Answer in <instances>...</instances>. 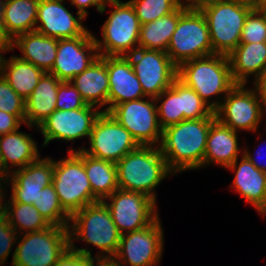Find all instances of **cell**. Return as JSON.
<instances>
[{
	"label": "cell",
	"mask_w": 266,
	"mask_h": 266,
	"mask_svg": "<svg viewBox=\"0 0 266 266\" xmlns=\"http://www.w3.org/2000/svg\"><path fill=\"white\" fill-rule=\"evenodd\" d=\"M215 120L213 111L206 118L183 120L163 129L159 148L174 175L203 167L207 136Z\"/></svg>",
	"instance_id": "6da1fadb"
},
{
	"label": "cell",
	"mask_w": 266,
	"mask_h": 266,
	"mask_svg": "<svg viewBox=\"0 0 266 266\" xmlns=\"http://www.w3.org/2000/svg\"><path fill=\"white\" fill-rule=\"evenodd\" d=\"M177 78L192 88L213 111L236 85L232 79L228 56L223 54H212L183 62L178 66ZM213 95L219 97L210 101ZM220 95L224 96L221 98Z\"/></svg>",
	"instance_id": "7a4b0ae2"
},
{
	"label": "cell",
	"mask_w": 266,
	"mask_h": 266,
	"mask_svg": "<svg viewBox=\"0 0 266 266\" xmlns=\"http://www.w3.org/2000/svg\"><path fill=\"white\" fill-rule=\"evenodd\" d=\"M119 189L140 192L157 200L156 187L169 174L159 146H139L116 163Z\"/></svg>",
	"instance_id": "3957f363"
},
{
	"label": "cell",
	"mask_w": 266,
	"mask_h": 266,
	"mask_svg": "<svg viewBox=\"0 0 266 266\" xmlns=\"http://www.w3.org/2000/svg\"><path fill=\"white\" fill-rule=\"evenodd\" d=\"M69 240L85 241L100 249L97 257H114L119 248L121 233L103 201L86 205L70 219ZM102 253V254H101Z\"/></svg>",
	"instance_id": "277c9868"
},
{
	"label": "cell",
	"mask_w": 266,
	"mask_h": 266,
	"mask_svg": "<svg viewBox=\"0 0 266 266\" xmlns=\"http://www.w3.org/2000/svg\"><path fill=\"white\" fill-rule=\"evenodd\" d=\"M214 54L228 56L240 43L241 32L253 8L235 0H215L202 5Z\"/></svg>",
	"instance_id": "5b68a950"
},
{
	"label": "cell",
	"mask_w": 266,
	"mask_h": 266,
	"mask_svg": "<svg viewBox=\"0 0 266 266\" xmlns=\"http://www.w3.org/2000/svg\"><path fill=\"white\" fill-rule=\"evenodd\" d=\"M68 157L54 160L52 184L63 209L72 216L86 205L98 202L82 161V150L67 149Z\"/></svg>",
	"instance_id": "8992f818"
},
{
	"label": "cell",
	"mask_w": 266,
	"mask_h": 266,
	"mask_svg": "<svg viewBox=\"0 0 266 266\" xmlns=\"http://www.w3.org/2000/svg\"><path fill=\"white\" fill-rule=\"evenodd\" d=\"M166 53L177 67L185 61L214 54L207 20L200 9L179 7L178 24Z\"/></svg>",
	"instance_id": "52a82bcc"
},
{
	"label": "cell",
	"mask_w": 266,
	"mask_h": 266,
	"mask_svg": "<svg viewBox=\"0 0 266 266\" xmlns=\"http://www.w3.org/2000/svg\"><path fill=\"white\" fill-rule=\"evenodd\" d=\"M107 4L113 10L101 28L102 40L94 36L99 56H127L139 47L140 21L129 1Z\"/></svg>",
	"instance_id": "ba28073f"
},
{
	"label": "cell",
	"mask_w": 266,
	"mask_h": 266,
	"mask_svg": "<svg viewBox=\"0 0 266 266\" xmlns=\"http://www.w3.org/2000/svg\"><path fill=\"white\" fill-rule=\"evenodd\" d=\"M16 243L11 266H56L70 247L69 228L52 225L41 231L18 235Z\"/></svg>",
	"instance_id": "9c48e42d"
},
{
	"label": "cell",
	"mask_w": 266,
	"mask_h": 266,
	"mask_svg": "<svg viewBox=\"0 0 266 266\" xmlns=\"http://www.w3.org/2000/svg\"><path fill=\"white\" fill-rule=\"evenodd\" d=\"M103 202L121 234L146 228L159 217L157 201L140 192L117 189Z\"/></svg>",
	"instance_id": "30bf717a"
},
{
	"label": "cell",
	"mask_w": 266,
	"mask_h": 266,
	"mask_svg": "<svg viewBox=\"0 0 266 266\" xmlns=\"http://www.w3.org/2000/svg\"><path fill=\"white\" fill-rule=\"evenodd\" d=\"M89 142V150L84 147L77 150H82L94 158L115 163L140 146L131 133L108 112H102L97 118Z\"/></svg>",
	"instance_id": "8fae6325"
},
{
	"label": "cell",
	"mask_w": 266,
	"mask_h": 266,
	"mask_svg": "<svg viewBox=\"0 0 266 266\" xmlns=\"http://www.w3.org/2000/svg\"><path fill=\"white\" fill-rule=\"evenodd\" d=\"M141 146H160L162 129L158 122L155 98L131 100L109 112Z\"/></svg>",
	"instance_id": "7c38bea8"
},
{
	"label": "cell",
	"mask_w": 266,
	"mask_h": 266,
	"mask_svg": "<svg viewBox=\"0 0 266 266\" xmlns=\"http://www.w3.org/2000/svg\"><path fill=\"white\" fill-rule=\"evenodd\" d=\"M246 84H236L214 111L216 119L233 131L256 132L266 110L260 103L255 89Z\"/></svg>",
	"instance_id": "4fadbf2b"
},
{
	"label": "cell",
	"mask_w": 266,
	"mask_h": 266,
	"mask_svg": "<svg viewBox=\"0 0 266 266\" xmlns=\"http://www.w3.org/2000/svg\"><path fill=\"white\" fill-rule=\"evenodd\" d=\"M147 97H157L177 79L178 67L166 52L138 47L126 56Z\"/></svg>",
	"instance_id": "5bb4252c"
},
{
	"label": "cell",
	"mask_w": 266,
	"mask_h": 266,
	"mask_svg": "<svg viewBox=\"0 0 266 266\" xmlns=\"http://www.w3.org/2000/svg\"><path fill=\"white\" fill-rule=\"evenodd\" d=\"M160 221L158 217L146 228L121 235L114 256L120 266H158L164 249V230Z\"/></svg>",
	"instance_id": "9a60e30c"
},
{
	"label": "cell",
	"mask_w": 266,
	"mask_h": 266,
	"mask_svg": "<svg viewBox=\"0 0 266 266\" xmlns=\"http://www.w3.org/2000/svg\"><path fill=\"white\" fill-rule=\"evenodd\" d=\"M100 108L87 104L75 110H55L35 129L44 136L43 146L53 140L74 142L83 137H90L93 126L103 112Z\"/></svg>",
	"instance_id": "2e32d148"
},
{
	"label": "cell",
	"mask_w": 266,
	"mask_h": 266,
	"mask_svg": "<svg viewBox=\"0 0 266 266\" xmlns=\"http://www.w3.org/2000/svg\"><path fill=\"white\" fill-rule=\"evenodd\" d=\"M64 3L65 0H39L35 31L56 39L94 36L83 26L86 18L78 11L75 17Z\"/></svg>",
	"instance_id": "e0dca14e"
},
{
	"label": "cell",
	"mask_w": 266,
	"mask_h": 266,
	"mask_svg": "<svg viewBox=\"0 0 266 266\" xmlns=\"http://www.w3.org/2000/svg\"><path fill=\"white\" fill-rule=\"evenodd\" d=\"M98 57L94 36L58 39L56 60L49 73L61 81H71Z\"/></svg>",
	"instance_id": "ac0fdd59"
},
{
	"label": "cell",
	"mask_w": 266,
	"mask_h": 266,
	"mask_svg": "<svg viewBox=\"0 0 266 266\" xmlns=\"http://www.w3.org/2000/svg\"><path fill=\"white\" fill-rule=\"evenodd\" d=\"M40 157L37 161L24 168L14 169L4 181L11 185L12 195L9 201L32 205L40 191L52 184L54 160L51 157Z\"/></svg>",
	"instance_id": "d6986e66"
},
{
	"label": "cell",
	"mask_w": 266,
	"mask_h": 266,
	"mask_svg": "<svg viewBox=\"0 0 266 266\" xmlns=\"http://www.w3.org/2000/svg\"><path fill=\"white\" fill-rule=\"evenodd\" d=\"M106 67L109 95L108 106L103 112L109 113L116 105L126 101L148 98L126 56H106Z\"/></svg>",
	"instance_id": "ffe728a7"
},
{
	"label": "cell",
	"mask_w": 266,
	"mask_h": 266,
	"mask_svg": "<svg viewBox=\"0 0 266 266\" xmlns=\"http://www.w3.org/2000/svg\"><path fill=\"white\" fill-rule=\"evenodd\" d=\"M227 167L234 171L232 188L262 215H266V172L257 169L243 154Z\"/></svg>",
	"instance_id": "44dd1931"
},
{
	"label": "cell",
	"mask_w": 266,
	"mask_h": 266,
	"mask_svg": "<svg viewBox=\"0 0 266 266\" xmlns=\"http://www.w3.org/2000/svg\"><path fill=\"white\" fill-rule=\"evenodd\" d=\"M62 81L49 72L40 78L32 94L25 100V124L38 127L56 110L58 86Z\"/></svg>",
	"instance_id": "7402d4cb"
},
{
	"label": "cell",
	"mask_w": 266,
	"mask_h": 266,
	"mask_svg": "<svg viewBox=\"0 0 266 266\" xmlns=\"http://www.w3.org/2000/svg\"><path fill=\"white\" fill-rule=\"evenodd\" d=\"M31 134L18 130L0 135V153L3 164V182L12 173V167L24 168L40 158L38 145ZM10 165H9V164ZM10 166V168H9ZM11 169V170H9Z\"/></svg>",
	"instance_id": "603a6c76"
},
{
	"label": "cell",
	"mask_w": 266,
	"mask_h": 266,
	"mask_svg": "<svg viewBox=\"0 0 266 266\" xmlns=\"http://www.w3.org/2000/svg\"><path fill=\"white\" fill-rule=\"evenodd\" d=\"M80 92L86 104L101 108L107 106L109 78L106 56H99L88 68L70 81Z\"/></svg>",
	"instance_id": "cb8c5ba5"
},
{
	"label": "cell",
	"mask_w": 266,
	"mask_h": 266,
	"mask_svg": "<svg viewBox=\"0 0 266 266\" xmlns=\"http://www.w3.org/2000/svg\"><path fill=\"white\" fill-rule=\"evenodd\" d=\"M238 134L217 119L211 124L207 136L203 166L218 164L227 168L239 156Z\"/></svg>",
	"instance_id": "d4e9b609"
},
{
	"label": "cell",
	"mask_w": 266,
	"mask_h": 266,
	"mask_svg": "<svg viewBox=\"0 0 266 266\" xmlns=\"http://www.w3.org/2000/svg\"><path fill=\"white\" fill-rule=\"evenodd\" d=\"M21 51L20 59L30 62L44 72H50L56 60L58 39L42 35L36 31L17 36L12 41V50L15 47Z\"/></svg>",
	"instance_id": "484cf974"
},
{
	"label": "cell",
	"mask_w": 266,
	"mask_h": 266,
	"mask_svg": "<svg viewBox=\"0 0 266 266\" xmlns=\"http://www.w3.org/2000/svg\"><path fill=\"white\" fill-rule=\"evenodd\" d=\"M228 60L233 81L247 85L250 75L255 79L266 68V43H239Z\"/></svg>",
	"instance_id": "4316f807"
},
{
	"label": "cell",
	"mask_w": 266,
	"mask_h": 266,
	"mask_svg": "<svg viewBox=\"0 0 266 266\" xmlns=\"http://www.w3.org/2000/svg\"><path fill=\"white\" fill-rule=\"evenodd\" d=\"M0 73L10 87L23 100H26L45 72L32 63L13 55L10 59L0 58Z\"/></svg>",
	"instance_id": "83f0119b"
},
{
	"label": "cell",
	"mask_w": 266,
	"mask_h": 266,
	"mask_svg": "<svg viewBox=\"0 0 266 266\" xmlns=\"http://www.w3.org/2000/svg\"><path fill=\"white\" fill-rule=\"evenodd\" d=\"M39 0H5L2 26L13 41L17 36L35 31Z\"/></svg>",
	"instance_id": "f1b7e54d"
},
{
	"label": "cell",
	"mask_w": 266,
	"mask_h": 266,
	"mask_svg": "<svg viewBox=\"0 0 266 266\" xmlns=\"http://www.w3.org/2000/svg\"><path fill=\"white\" fill-rule=\"evenodd\" d=\"M82 161L92 188V196L97 201H103L119 189L115 162L94 158L83 151Z\"/></svg>",
	"instance_id": "f546056e"
},
{
	"label": "cell",
	"mask_w": 266,
	"mask_h": 266,
	"mask_svg": "<svg viewBox=\"0 0 266 266\" xmlns=\"http://www.w3.org/2000/svg\"><path fill=\"white\" fill-rule=\"evenodd\" d=\"M178 19L179 8L155 21L141 25L139 47L166 52Z\"/></svg>",
	"instance_id": "4dcf8cb0"
},
{
	"label": "cell",
	"mask_w": 266,
	"mask_h": 266,
	"mask_svg": "<svg viewBox=\"0 0 266 266\" xmlns=\"http://www.w3.org/2000/svg\"><path fill=\"white\" fill-rule=\"evenodd\" d=\"M3 214L6 216L10 226H12L19 235H23L22 231L23 233H31L52 226L45 217L30 204L4 202Z\"/></svg>",
	"instance_id": "1f68e13d"
},
{
	"label": "cell",
	"mask_w": 266,
	"mask_h": 266,
	"mask_svg": "<svg viewBox=\"0 0 266 266\" xmlns=\"http://www.w3.org/2000/svg\"><path fill=\"white\" fill-rule=\"evenodd\" d=\"M164 97V98H163ZM157 105L158 122L161 129L183 121V112L180 105V80L177 78L172 86L155 97Z\"/></svg>",
	"instance_id": "d6a6232c"
},
{
	"label": "cell",
	"mask_w": 266,
	"mask_h": 266,
	"mask_svg": "<svg viewBox=\"0 0 266 266\" xmlns=\"http://www.w3.org/2000/svg\"><path fill=\"white\" fill-rule=\"evenodd\" d=\"M32 205L51 225L69 227L71 216L61 206L53 184L42 189Z\"/></svg>",
	"instance_id": "836d02e7"
},
{
	"label": "cell",
	"mask_w": 266,
	"mask_h": 266,
	"mask_svg": "<svg viewBox=\"0 0 266 266\" xmlns=\"http://www.w3.org/2000/svg\"><path fill=\"white\" fill-rule=\"evenodd\" d=\"M129 2L141 25L175 12L180 7L178 0H129Z\"/></svg>",
	"instance_id": "e575fe53"
},
{
	"label": "cell",
	"mask_w": 266,
	"mask_h": 266,
	"mask_svg": "<svg viewBox=\"0 0 266 266\" xmlns=\"http://www.w3.org/2000/svg\"><path fill=\"white\" fill-rule=\"evenodd\" d=\"M180 105L183 120L208 117L213 110L190 87L180 81Z\"/></svg>",
	"instance_id": "d590c367"
},
{
	"label": "cell",
	"mask_w": 266,
	"mask_h": 266,
	"mask_svg": "<svg viewBox=\"0 0 266 266\" xmlns=\"http://www.w3.org/2000/svg\"><path fill=\"white\" fill-rule=\"evenodd\" d=\"M266 41V10L253 9L247 16L241 32L240 43Z\"/></svg>",
	"instance_id": "8d00e7d4"
},
{
	"label": "cell",
	"mask_w": 266,
	"mask_h": 266,
	"mask_svg": "<svg viewBox=\"0 0 266 266\" xmlns=\"http://www.w3.org/2000/svg\"><path fill=\"white\" fill-rule=\"evenodd\" d=\"M0 110L18 116L25 124V100L9 85L0 73Z\"/></svg>",
	"instance_id": "74e56055"
},
{
	"label": "cell",
	"mask_w": 266,
	"mask_h": 266,
	"mask_svg": "<svg viewBox=\"0 0 266 266\" xmlns=\"http://www.w3.org/2000/svg\"><path fill=\"white\" fill-rule=\"evenodd\" d=\"M87 104L82 99L80 92L70 81H62L58 86L56 109L75 110Z\"/></svg>",
	"instance_id": "f35d334b"
},
{
	"label": "cell",
	"mask_w": 266,
	"mask_h": 266,
	"mask_svg": "<svg viewBox=\"0 0 266 266\" xmlns=\"http://www.w3.org/2000/svg\"><path fill=\"white\" fill-rule=\"evenodd\" d=\"M17 232L8 223L6 216H0V265L3 266L10 255L11 249L16 244ZM15 242V243H14Z\"/></svg>",
	"instance_id": "ab89813d"
},
{
	"label": "cell",
	"mask_w": 266,
	"mask_h": 266,
	"mask_svg": "<svg viewBox=\"0 0 266 266\" xmlns=\"http://www.w3.org/2000/svg\"><path fill=\"white\" fill-rule=\"evenodd\" d=\"M93 257L87 248H77L74 243L59 258L56 266H89L90 258Z\"/></svg>",
	"instance_id": "60d3db41"
},
{
	"label": "cell",
	"mask_w": 266,
	"mask_h": 266,
	"mask_svg": "<svg viewBox=\"0 0 266 266\" xmlns=\"http://www.w3.org/2000/svg\"><path fill=\"white\" fill-rule=\"evenodd\" d=\"M22 123L18 116L0 110V135L19 130Z\"/></svg>",
	"instance_id": "b9f144b4"
},
{
	"label": "cell",
	"mask_w": 266,
	"mask_h": 266,
	"mask_svg": "<svg viewBox=\"0 0 266 266\" xmlns=\"http://www.w3.org/2000/svg\"><path fill=\"white\" fill-rule=\"evenodd\" d=\"M72 6L78 8V12L85 18L87 17L88 11L86 8L96 6L97 11L103 14L106 11L107 3H103L101 0H70Z\"/></svg>",
	"instance_id": "7bdbcfd3"
},
{
	"label": "cell",
	"mask_w": 266,
	"mask_h": 266,
	"mask_svg": "<svg viewBox=\"0 0 266 266\" xmlns=\"http://www.w3.org/2000/svg\"><path fill=\"white\" fill-rule=\"evenodd\" d=\"M253 80V88L257 93L260 103L266 110V68Z\"/></svg>",
	"instance_id": "ee69618b"
},
{
	"label": "cell",
	"mask_w": 266,
	"mask_h": 266,
	"mask_svg": "<svg viewBox=\"0 0 266 266\" xmlns=\"http://www.w3.org/2000/svg\"><path fill=\"white\" fill-rule=\"evenodd\" d=\"M12 51V40L6 35L5 30L0 24V58H3V53Z\"/></svg>",
	"instance_id": "f6af8a7d"
},
{
	"label": "cell",
	"mask_w": 266,
	"mask_h": 266,
	"mask_svg": "<svg viewBox=\"0 0 266 266\" xmlns=\"http://www.w3.org/2000/svg\"><path fill=\"white\" fill-rule=\"evenodd\" d=\"M120 266L114 257H91L89 266Z\"/></svg>",
	"instance_id": "bcb514c9"
},
{
	"label": "cell",
	"mask_w": 266,
	"mask_h": 266,
	"mask_svg": "<svg viewBox=\"0 0 266 266\" xmlns=\"http://www.w3.org/2000/svg\"><path fill=\"white\" fill-rule=\"evenodd\" d=\"M213 1L215 0H178L181 7L195 9H199L202 5Z\"/></svg>",
	"instance_id": "7dc6e473"
},
{
	"label": "cell",
	"mask_w": 266,
	"mask_h": 266,
	"mask_svg": "<svg viewBox=\"0 0 266 266\" xmlns=\"http://www.w3.org/2000/svg\"><path fill=\"white\" fill-rule=\"evenodd\" d=\"M250 151L247 149V148H245L244 150H243V154L250 160V162L257 168V169H259L260 171H263V172H266V164L265 165H262L261 163H258L257 161H256V159H255V156L256 155H252L251 153H249ZM256 154L258 155V156H260L261 155V151H258V152H256Z\"/></svg>",
	"instance_id": "c3c4849f"
},
{
	"label": "cell",
	"mask_w": 266,
	"mask_h": 266,
	"mask_svg": "<svg viewBox=\"0 0 266 266\" xmlns=\"http://www.w3.org/2000/svg\"><path fill=\"white\" fill-rule=\"evenodd\" d=\"M240 4L247 5L253 9H265V0H235Z\"/></svg>",
	"instance_id": "681fc988"
},
{
	"label": "cell",
	"mask_w": 266,
	"mask_h": 266,
	"mask_svg": "<svg viewBox=\"0 0 266 266\" xmlns=\"http://www.w3.org/2000/svg\"><path fill=\"white\" fill-rule=\"evenodd\" d=\"M5 186L4 182L0 181V216L3 215V211H4V200H5Z\"/></svg>",
	"instance_id": "f907efd6"
},
{
	"label": "cell",
	"mask_w": 266,
	"mask_h": 266,
	"mask_svg": "<svg viewBox=\"0 0 266 266\" xmlns=\"http://www.w3.org/2000/svg\"><path fill=\"white\" fill-rule=\"evenodd\" d=\"M4 2L5 0H0V24H2Z\"/></svg>",
	"instance_id": "816d5d0a"
},
{
	"label": "cell",
	"mask_w": 266,
	"mask_h": 266,
	"mask_svg": "<svg viewBox=\"0 0 266 266\" xmlns=\"http://www.w3.org/2000/svg\"><path fill=\"white\" fill-rule=\"evenodd\" d=\"M0 181L3 182V164H2L1 153H0Z\"/></svg>",
	"instance_id": "f5cc1de1"
},
{
	"label": "cell",
	"mask_w": 266,
	"mask_h": 266,
	"mask_svg": "<svg viewBox=\"0 0 266 266\" xmlns=\"http://www.w3.org/2000/svg\"><path fill=\"white\" fill-rule=\"evenodd\" d=\"M101 1L105 4V3L115 2V1H118V0H101Z\"/></svg>",
	"instance_id": "db71d44e"
}]
</instances>
